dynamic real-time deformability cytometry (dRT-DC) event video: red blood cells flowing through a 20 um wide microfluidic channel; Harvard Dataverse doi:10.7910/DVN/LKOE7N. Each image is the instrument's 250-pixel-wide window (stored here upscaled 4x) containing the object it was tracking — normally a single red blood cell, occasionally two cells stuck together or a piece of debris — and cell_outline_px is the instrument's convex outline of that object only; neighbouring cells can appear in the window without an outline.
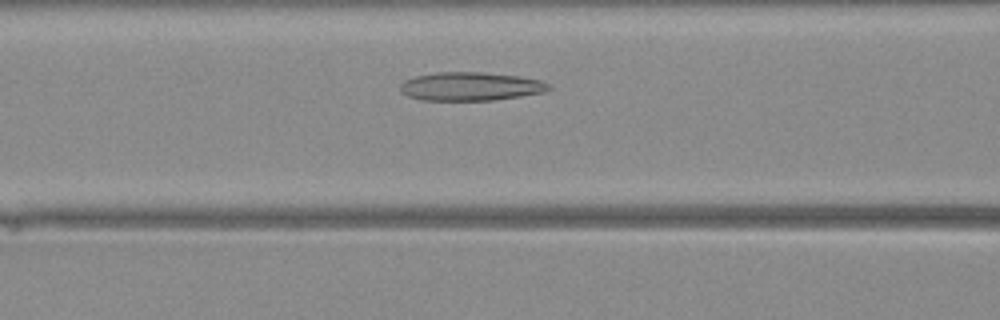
{"species": "Egyptian fruit bat (a non-hibernating species)", "species_latin": "Rousettus aegyptiacus", "temperature_condition": "warm", "stored_images_in_passage": 30, "camera_frame_rate_fps": 3000, "um_per_image_px": 0.085, "animal": {"sex": "female"}, "frame": {"image": 1, "passage_image": 6, "time_ms": 1.667, "image_size_px": [1000, 320], "cell_outline_px": [[552, 88], [544, 92], [496, 100], [420, 100], [408, 96], [400, 92], [400, 84], [404, 80], [416, 76], [436, 72], [484, 72], [520, 76], [540, 80], [548, 84]], "centroid_in_image_um": [39.98, 7.34], "position_along_channel_um": 126.6, "area_um2": 24.8}}
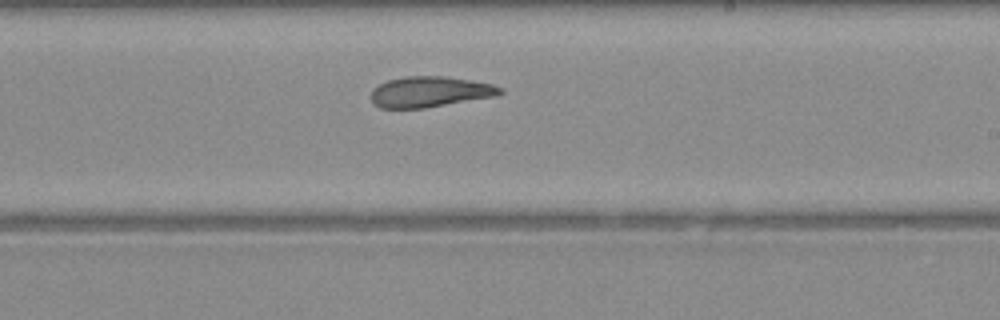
{"frame": {"image": 2, "passage_image": 14, "time_ms": 4.333, "image_size_px": [1000, 320], "cell_outline_px": [[504, 92], [496, 96], [424, 108], [380, 108], [372, 104], [372, 88], [388, 80], [408, 76], [448, 76], [472, 80], [492, 84], [500, 88]], "centroid_in_image_um": [36.53, 7.8], "position_along_channel_um": 252.5, "area_um2": 23.06}}
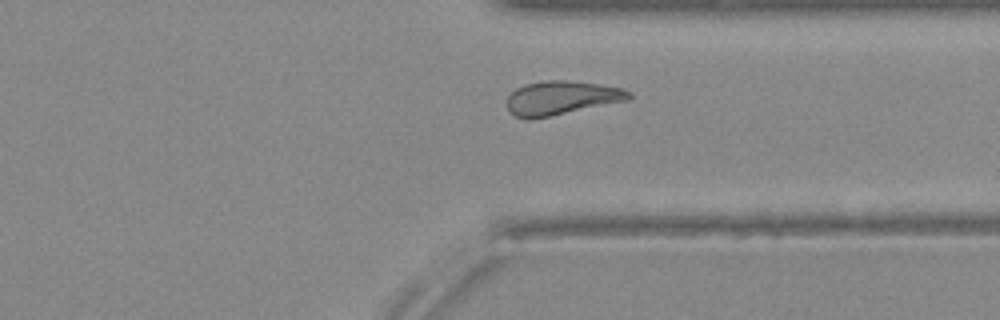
{"frame": {"image": 3, "passage_image": 21, "time_ms": 6.667, "image_size_px": [1000, 320], "cell_outline_px": [[632, 96], [628, 100], [548, 116], [516, 116], [508, 112], [508, 96], [516, 88], [524, 84], [548, 80], [568, 80], [600, 84], [620, 88], [628, 92]], "centroid_in_image_um": [47.73, 8.28], "position_along_channel_um": 363.7, "area_um2": 23.29}}